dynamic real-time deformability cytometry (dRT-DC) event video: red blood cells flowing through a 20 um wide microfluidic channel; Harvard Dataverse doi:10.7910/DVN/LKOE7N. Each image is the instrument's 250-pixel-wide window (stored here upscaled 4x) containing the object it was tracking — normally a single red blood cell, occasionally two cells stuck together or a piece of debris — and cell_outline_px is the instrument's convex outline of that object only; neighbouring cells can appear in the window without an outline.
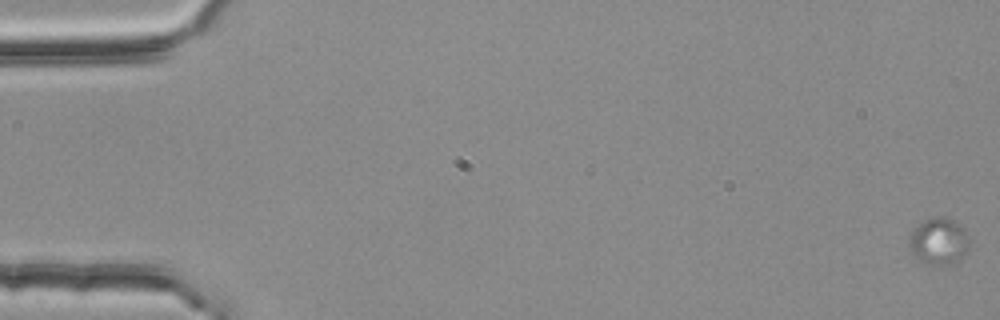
{"species": "common noctule bat (a hibernating species)", "species_latin": "Nyctalus noctula", "temperature_condition": "room temperature", "stored_images_in_passage": 55, "camera_frame_rate_fps": 3000, "um_per_image_px": 0.085, "animal": {"sex": "female", "body_mass_g": 25.1}, "frame": {"image": 1, "passage_image": 1, "time_ms": 0.0, "image_size_px": [1000, 320], "cell_outline_px": [[968, 248], [956, 264], [936, 268], [924, 264], [916, 260], [912, 256], [908, 248], [908, 236], [912, 228], [924, 220], [932, 216], [940, 216], [952, 220], [964, 228], [968, 236]], "centroid_in_image_um": [79.72, 20.57], "position_along_channel_um": 5.3, "area_um2": 17.34}}